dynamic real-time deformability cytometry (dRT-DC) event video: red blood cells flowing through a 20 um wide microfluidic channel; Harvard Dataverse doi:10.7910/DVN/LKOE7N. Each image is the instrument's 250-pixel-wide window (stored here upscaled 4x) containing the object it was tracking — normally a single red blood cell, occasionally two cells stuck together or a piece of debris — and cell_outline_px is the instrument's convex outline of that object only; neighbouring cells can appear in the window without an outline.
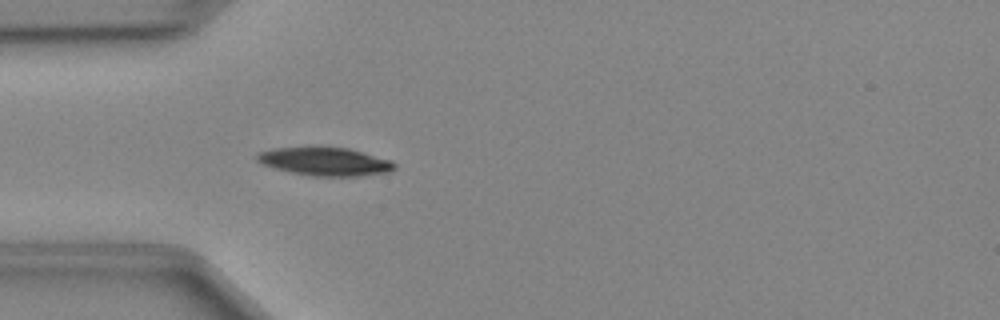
{"species": "Egyptian fruit bat (a non-hibernating species)", "species_latin": "Rousettus aegyptiacus", "temperature_condition": "cold", "stored_images_in_passage": 35, "camera_frame_rate_fps": 3000, "um_per_image_px": 0.085, "animal": {"sex": "female"}, "frame": {"image": 1, "passage_image": 1, "time_ms": 0.0, "image_size_px": [1000, 320], "cell_outline_px": [[396, 168], [388, 172], [360, 176], [312, 176], [292, 172], [276, 168], [264, 164], [256, 160], [256, 156], [260, 152], [272, 148], [312, 144], [320, 144], [348, 148], [392, 160], [396, 164]], "centroid_in_image_um": [27.62, 13.67], "position_along_channel_um": 57.4, "area_um2": 23.47}}
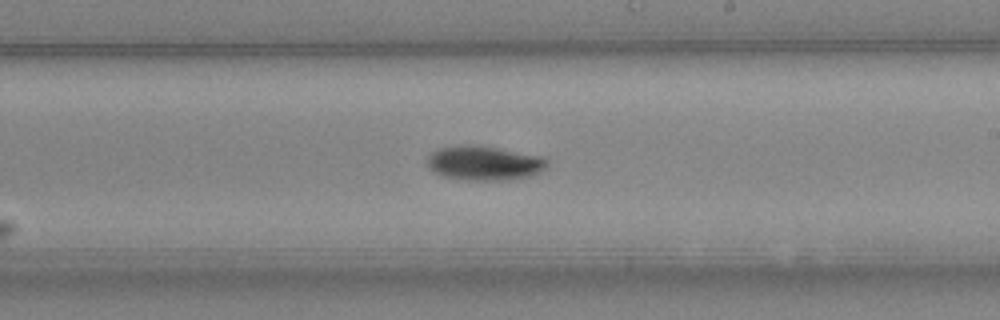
{"frame": {"image": 2, "passage_image": 15, "time_ms": 4.667, "image_size_px": [1000, 320], "cell_outline_px": [[548, 164], [544, 168], [528, 176], [508, 180], [464, 180], [444, 176], [432, 172], [428, 168], [428, 156], [432, 152], [440, 148], [496, 148], [540, 156], [548, 160]], "centroid_in_image_um": [41.15, 13.92], "position_along_channel_um": 247.8, "area_um2": 22.89}}
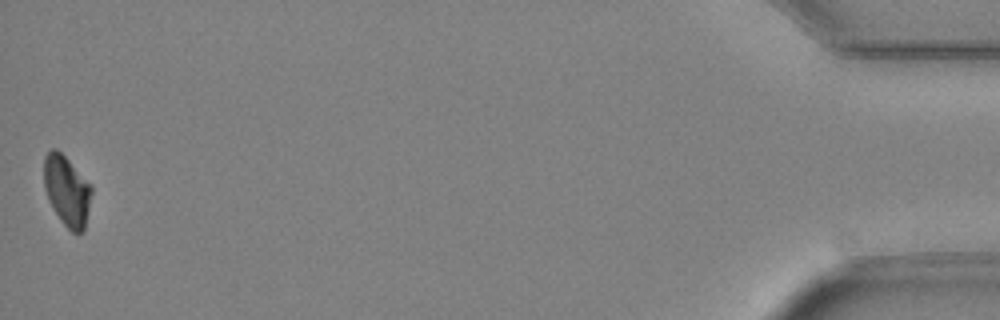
{"frame": {"image": 3, "passage_image": 35, "time_ms": 11.333, "image_size_px": [1000, 320], "cell_outline_px": [[92, 192], [84, 232], [72, 232], [60, 220], [48, 200], [44, 188], [44, 156], [52, 148], [56, 148], [68, 160], [92, 188]], "centroid_in_image_um": [5.66, 16.23], "position_along_channel_um": 429.5, "area_um2": 19.19}}